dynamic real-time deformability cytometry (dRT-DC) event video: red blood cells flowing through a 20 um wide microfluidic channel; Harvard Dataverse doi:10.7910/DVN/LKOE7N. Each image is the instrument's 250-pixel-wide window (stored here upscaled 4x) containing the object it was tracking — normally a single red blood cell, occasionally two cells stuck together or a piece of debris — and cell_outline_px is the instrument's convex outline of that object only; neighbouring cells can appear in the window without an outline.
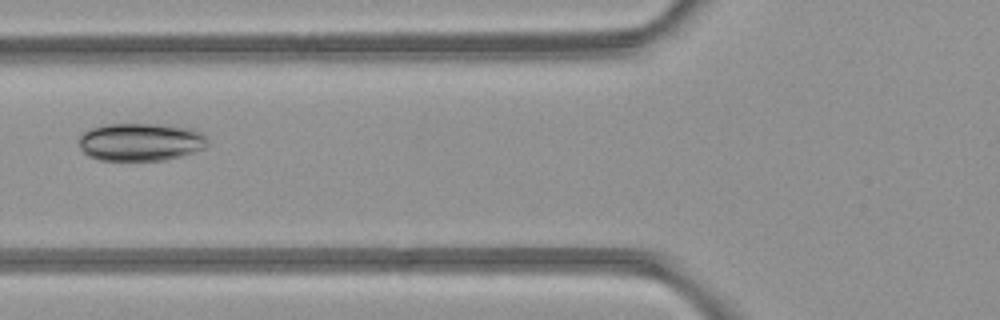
{"species": "common noctule bat (a hibernating species)", "species_latin": "Nyctalus noctula", "temperature_condition": "room temperature", "stored_images_in_passage": 2, "camera_frame_rate_fps": 3000, "um_per_image_px": 0.085, "animal": {"sex": "female", "body_mass_g": 21.9}, "frame": {"image": 1, "passage_image": 2, "time_ms": 1.333, "image_size_px": [1000, 320], "cell_outline_px": [[208, 144], [204, 148], [180, 156], [164, 160], [100, 160], [88, 156], [80, 148], [80, 136], [84, 132], [92, 128], [104, 124], [156, 124], [192, 128], [200, 132], [208, 140]], "centroid_in_image_um": [11.95, 12.06], "position_along_channel_um": 113.9, "area_um2": 28.26}}